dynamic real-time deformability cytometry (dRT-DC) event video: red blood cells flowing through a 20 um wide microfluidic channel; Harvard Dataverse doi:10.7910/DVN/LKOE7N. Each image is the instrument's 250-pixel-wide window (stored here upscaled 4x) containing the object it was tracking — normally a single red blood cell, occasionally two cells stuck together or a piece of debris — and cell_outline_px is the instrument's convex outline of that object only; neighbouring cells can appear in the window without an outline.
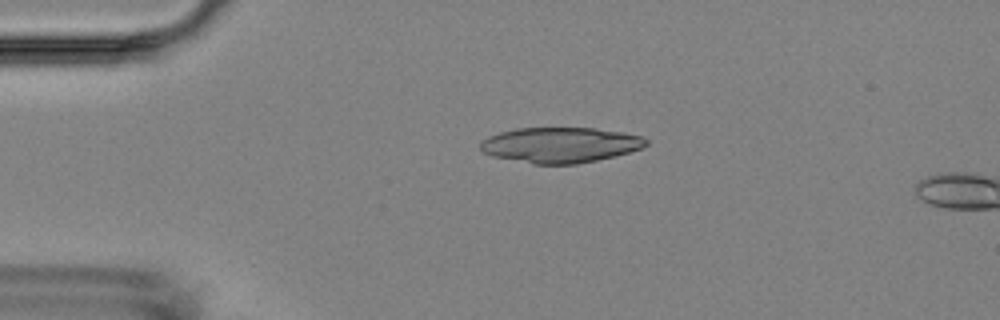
{"species": "Egyptian fruit bat (a non-hibernating species)", "species_latin": "Rousettus aegyptiacus", "temperature_condition": "room temperature", "stored_images_in_passage": 6, "camera_frame_rate_fps": 3000, "um_per_image_px": 0.085, "animal": {"sex": "female"}, "frame": {"image": 1, "passage_image": 4, "time_ms": 3.667, "image_size_px": [1000, 320], "cell_outline_px": [[648, 144], [640, 148], [616, 156], [576, 164], [532, 164], [492, 156], [484, 152], [480, 148], [480, 140], [488, 136], [500, 132], [516, 128], [596, 128], [624, 132], [640, 136], [648, 140]], "centroid_in_image_um": [47.6, 12.32], "position_along_channel_um": 37.4, "area_um2": 34.28}}